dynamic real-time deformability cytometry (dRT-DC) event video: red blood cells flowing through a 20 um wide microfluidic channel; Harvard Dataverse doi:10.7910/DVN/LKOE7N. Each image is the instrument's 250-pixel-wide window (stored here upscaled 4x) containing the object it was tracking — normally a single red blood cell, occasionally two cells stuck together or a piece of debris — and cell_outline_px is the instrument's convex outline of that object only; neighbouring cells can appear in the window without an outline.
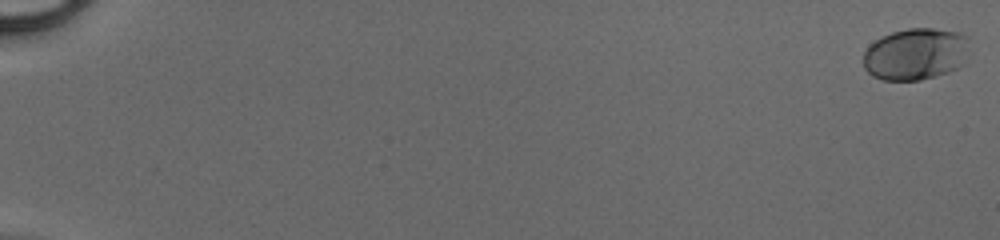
{"species": "human", "species_latin": "Homo sapiens", "temperature_condition": "cold", "stored_images_in_passage": 50, "camera_frame_rate_fps": 3000, "um_per_image_px": 0.085, "donor": {"sex": "male"}, "frame": {"image": 1, "passage_image": 1, "time_ms": 0.0, "image_size_px": [1000, 240], "cell_outline_px": [[968, 36], [964, 64], [948, 72], [936, 76], [920, 80], [884, 80], [872, 76], [864, 68], [864, 52], [868, 44], [892, 32], [908, 28], [932, 28], [960, 32]], "centroid_in_image_um": [77.81, 4.59], "position_along_channel_um": 7.2, "area_um2": 32.14}}
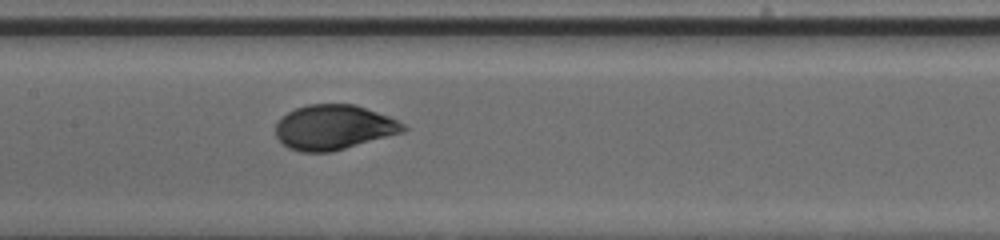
{"frame": {"image": 2, "passage_image": 28, "time_ms": 9.0, "image_size_px": [1000, 240], "cell_outline_px": [[408, 128], [404, 132], [332, 152], [300, 152], [288, 148], [276, 136], [276, 124], [288, 112], [296, 108], [308, 104], [356, 104], [388, 116], [404, 124]], "centroid_in_image_um": [28.38, 10.82], "position_along_channel_um": 179.0, "area_um2": 33.29}}
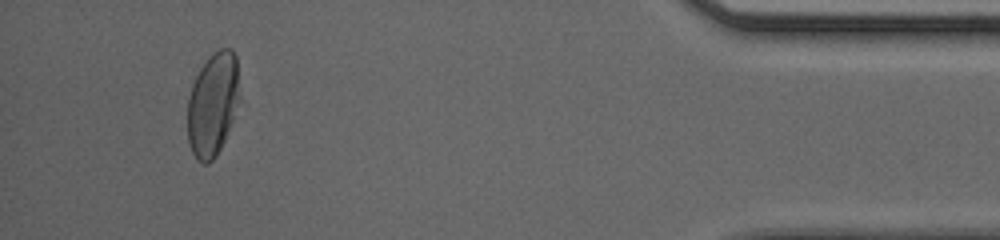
{"frame": {"image": 3, "passage_image": 48, "time_ms": 15.667, "image_size_px": [1000, 240], "cell_outline_px": [[240, 100], [224, 140], [216, 156], [208, 164], [204, 164], [196, 160], [188, 144], [188, 100], [192, 84], [200, 68], [208, 56], [212, 52], [220, 48], [232, 48], [236, 56]], "centroid_in_image_um": [18.08, 8.84], "position_along_channel_um": 417.1, "area_um2": 31.56}}